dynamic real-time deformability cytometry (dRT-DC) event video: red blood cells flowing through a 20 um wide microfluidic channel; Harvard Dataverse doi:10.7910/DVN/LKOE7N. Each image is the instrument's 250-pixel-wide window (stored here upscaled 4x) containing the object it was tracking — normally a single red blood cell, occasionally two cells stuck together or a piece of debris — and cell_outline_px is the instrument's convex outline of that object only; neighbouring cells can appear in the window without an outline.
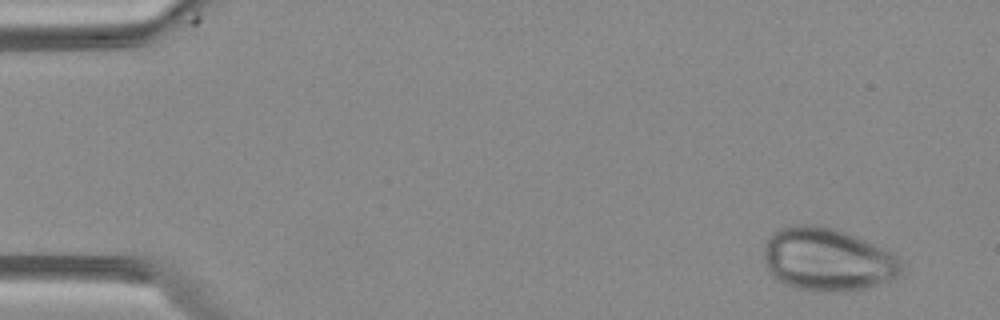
{"species": "Egyptian fruit bat (a non-hibernating species)", "species_latin": "Rousettus aegyptiacus", "temperature_condition": "warm", "stored_images_in_passage": 4, "camera_frame_rate_fps": 3000, "um_per_image_px": 0.085, "animal": {"sex": "female"}, "frame": {"image": 1, "passage_image": 1, "time_ms": 0.0, "image_size_px": [1000, 320], "cell_outline_px": [[900, 272], [896, 276], [888, 280], [864, 288], [836, 292], [828, 292], [796, 288], [784, 284], [768, 272], [764, 260], [764, 244], [768, 236], [780, 228], [796, 224], [816, 224], [832, 228], [856, 236], [892, 252], [900, 260]], "centroid_in_image_um": [70.27, 22.04], "position_along_channel_um": 14.7, "area_um2": 50.29}}